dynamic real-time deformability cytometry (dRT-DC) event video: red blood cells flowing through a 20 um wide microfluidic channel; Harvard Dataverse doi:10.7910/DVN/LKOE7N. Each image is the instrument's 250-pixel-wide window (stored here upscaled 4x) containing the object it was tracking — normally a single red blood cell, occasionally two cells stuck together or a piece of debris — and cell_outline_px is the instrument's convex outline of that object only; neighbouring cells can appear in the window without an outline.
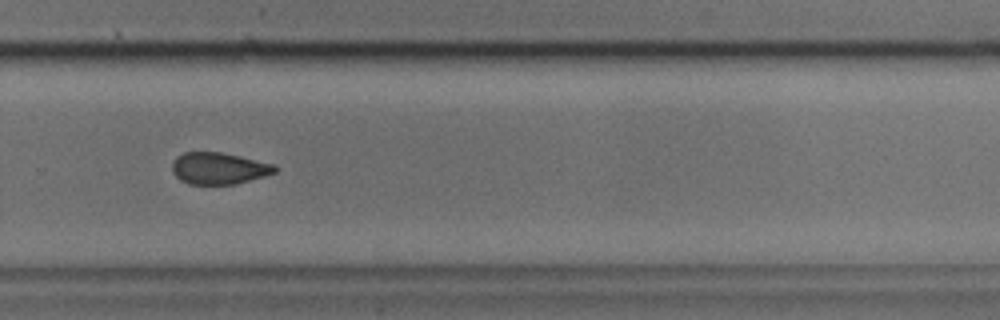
{"species": "common noctule bat (a hibernating species)", "species_latin": "Nyctalus noctula", "temperature_condition": "cold", "stored_images_in_passage": 33, "camera_frame_rate_fps": 3000, "um_per_image_px": 0.085, "animal": {"sex": "male", "body_mass_g": 17.9, "forearm_length_mm": 54.2}, "frame": {"image": 1, "passage_image": 19, "time_ms": 6.0, "image_size_px": [1000, 320], "cell_outline_px": [[276, 172], [264, 176], [236, 184], [188, 184], [180, 180], [172, 172], [172, 164], [176, 156], [184, 152], [220, 152], [240, 156], [272, 164], [276, 168]], "centroid_in_image_um": [18.55, 14.31], "position_along_channel_um": 311.2, "area_um2": 18.9}}